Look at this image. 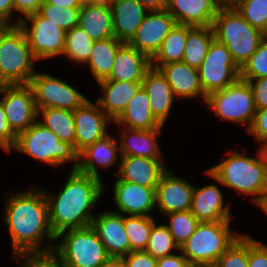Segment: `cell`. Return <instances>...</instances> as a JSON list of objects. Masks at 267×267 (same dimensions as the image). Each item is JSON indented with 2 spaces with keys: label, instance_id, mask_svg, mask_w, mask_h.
<instances>
[{
  "label": "cell",
  "instance_id": "34",
  "mask_svg": "<svg viewBox=\"0 0 267 267\" xmlns=\"http://www.w3.org/2000/svg\"><path fill=\"white\" fill-rule=\"evenodd\" d=\"M43 115L44 121L38 120L43 126L53 131L62 142L75 144V122L73 111L58 108H42L37 116Z\"/></svg>",
  "mask_w": 267,
  "mask_h": 267
},
{
  "label": "cell",
  "instance_id": "17",
  "mask_svg": "<svg viewBox=\"0 0 267 267\" xmlns=\"http://www.w3.org/2000/svg\"><path fill=\"white\" fill-rule=\"evenodd\" d=\"M167 170L156 187V207L166 215L191 208L194 186Z\"/></svg>",
  "mask_w": 267,
  "mask_h": 267
},
{
  "label": "cell",
  "instance_id": "24",
  "mask_svg": "<svg viewBox=\"0 0 267 267\" xmlns=\"http://www.w3.org/2000/svg\"><path fill=\"white\" fill-rule=\"evenodd\" d=\"M190 211L200 222L231 220L229 206H223V195L213 184L194 187Z\"/></svg>",
  "mask_w": 267,
  "mask_h": 267
},
{
  "label": "cell",
  "instance_id": "22",
  "mask_svg": "<svg viewBox=\"0 0 267 267\" xmlns=\"http://www.w3.org/2000/svg\"><path fill=\"white\" fill-rule=\"evenodd\" d=\"M110 7L114 37L128 43L149 11L137 0H110Z\"/></svg>",
  "mask_w": 267,
  "mask_h": 267
},
{
  "label": "cell",
  "instance_id": "56",
  "mask_svg": "<svg viewBox=\"0 0 267 267\" xmlns=\"http://www.w3.org/2000/svg\"><path fill=\"white\" fill-rule=\"evenodd\" d=\"M103 3H110V0H80L81 7L99 5Z\"/></svg>",
  "mask_w": 267,
  "mask_h": 267
},
{
  "label": "cell",
  "instance_id": "37",
  "mask_svg": "<svg viewBox=\"0 0 267 267\" xmlns=\"http://www.w3.org/2000/svg\"><path fill=\"white\" fill-rule=\"evenodd\" d=\"M174 249L180 250L169 232L168 227L165 224L157 226L155 223L151 229L148 244L144 251L154 258L160 259L172 255L170 252Z\"/></svg>",
  "mask_w": 267,
  "mask_h": 267
},
{
  "label": "cell",
  "instance_id": "11",
  "mask_svg": "<svg viewBox=\"0 0 267 267\" xmlns=\"http://www.w3.org/2000/svg\"><path fill=\"white\" fill-rule=\"evenodd\" d=\"M18 16L12 26L19 25L24 31L28 44L37 60L63 55L66 39V31L59 28L53 22L44 18L39 12L25 17V21L31 22L28 28L23 17Z\"/></svg>",
  "mask_w": 267,
  "mask_h": 267
},
{
  "label": "cell",
  "instance_id": "50",
  "mask_svg": "<svg viewBox=\"0 0 267 267\" xmlns=\"http://www.w3.org/2000/svg\"><path fill=\"white\" fill-rule=\"evenodd\" d=\"M190 264L183 254L169 255L157 259V267H188Z\"/></svg>",
  "mask_w": 267,
  "mask_h": 267
},
{
  "label": "cell",
  "instance_id": "27",
  "mask_svg": "<svg viewBox=\"0 0 267 267\" xmlns=\"http://www.w3.org/2000/svg\"><path fill=\"white\" fill-rule=\"evenodd\" d=\"M117 143V139L107 135L87 146L78 154L77 170L100 179L96 165L106 168L115 164L120 149Z\"/></svg>",
  "mask_w": 267,
  "mask_h": 267
},
{
  "label": "cell",
  "instance_id": "6",
  "mask_svg": "<svg viewBox=\"0 0 267 267\" xmlns=\"http://www.w3.org/2000/svg\"><path fill=\"white\" fill-rule=\"evenodd\" d=\"M229 225V221L200 222L195 232L180 247L189 264L213 267L218 258L240 236L238 232H232Z\"/></svg>",
  "mask_w": 267,
  "mask_h": 267
},
{
  "label": "cell",
  "instance_id": "23",
  "mask_svg": "<svg viewBox=\"0 0 267 267\" xmlns=\"http://www.w3.org/2000/svg\"><path fill=\"white\" fill-rule=\"evenodd\" d=\"M98 84L104 94L96 102L112 121L121 115L130 100L142 87V82H123L109 79L99 81Z\"/></svg>",
  "mask_w": 267,
  "mask_h": 267
},
{
  "label": "cell",
  "instance_id": "32",
  "mask_svg": "<svg viewBox=\"0 0 267 267\" xmlns=\"http://www.w3.org/2000/svg\"><path fill=\"white\" fill-rule=\"evenodd\" d=\"M187 35L188 26L177 24L165 37L159 51L151 59V66L159 69L162 65L182 62Z\"/></svg>",
  "mask_w": 267,
  "mask_h": 267
},
{
  "label": "cell",
  "instance_id": "58",
  "mask_svg": "<svg viewBox=\"0 0 267 267\" xmlns=\"http://www.w3.org/2000/svg\"><path fill=\"white\" fill-rule=\"evenodd\" d=\"M222 6H233L238 0H217Z\"/></svg>",
  "mask_w": 267,
  "mask_h": 267
},
{
  "label": "cell",
  "instance_id": "14",
  "mask_svg": "<svg viewBox=\"0 0 267 267\" xmlns=\"http://www.w3.org/2000/svg\"><path fill=\"white\" fill-rule=\"evenodd\" d=\"M176 25L175 18L167 9L149 11L128 44L151 60L159 51L165 37Z\"/></svg>",
  "mask_w": 267,
  "mask_h": 267
},
{
  "label": "cell",
  "instance_id": "26",
  "mask_svg": "<svg viewBox=\"0 0 267 267\" xmlns=\"http://www.w3.org/2000/svg\"><path fill=\"white\" fill-rule=\"evenodd\" d=\"M159 70L166 77L176 98H193L200 95L206 101L207 95L201 88L198 69L184 62H176L162 65Z\"/></svg>",
  "mask_w": 267,
  "mask_h": 267
},
{
  "label": "cell",
  "instance_id": "59",
  "mask_svg": "<svg viewBox=\"0 0 267 267\" xmlns=\"http://www.w3.org/2000/svg\"><path fill=\"white\" fill-rule=\"evenodd\" d=\"M188 267H198V266H195V265H191V264H190Z\"/></svg>",
  "mask_w": 267,
  "mask_h": 267
},
{
  "label": "cell",
  "instance_id": "44",
  "mask_svg": "<svg viewBox=\"0 0 267 267\" xmlns=\"http://www.w3.org/2000/svg\"><path fill=\"white\" fill-rule=\"evenodd\" d=\"M248 267H267V245L248 235Z\"/></svg>",
  "mask_w": 267,
  "mask_h": 267
},
{
  "label": "cell",
  "instance_id": "45",
  "mask_svg": "<svg viewBox=\"0 0 267 267\" xmlns=\"http://www.w3.org/2000/svg\"><path fill=\"white\" fill-rule=\"evenodd\" d=\"M17 135L8 124L2 103L0 102V147L10 153L16 143Z\"/></svg>",
  "mask_w": 267,
  "mask_h": 267
},
{
  "label": "cell",
  "instance_id": "20",
  "mask_svg": "<svg viewBox=\"0 0 267 267\" xmlns=\"http://www.w3.org/2000/svg\"><path fill=\"white\" fill-rule=\"evenodd\" d=\"M221 6L217 0H169L167 10L178 25L207 27Z\"/></svg>",
  "mask_w": 267,
  "mask_h": 267
},
{
  "label": "cell",
  "instance_id": "30",
  "mask_svg": "<svg viewBox=\"0 0 267 267\" xmlns=\"http://www.w3.org/2000/svg\"><path fill=\"white\" fill-rule=\"evenodd\" d=\"M149 104L148 94L141 87L114 122L131 129L152 130L162 128L163 126L153 116Z\"/></svg>",
  "mask_w": 267,
  "mask_h": 267
},
{
  "label": "cell",
  "instance_id": "46",
  "mask_svg": "<svg viewBox=\"0 0 267 267\" xmlns=\"http://www.w3.org/2000/svg\"><path fill=\"white\" fill-rule=\"evenodd\" d=\"M246 131L258 142L267 139V108L257 110L251 126Z\"/></svg>",
  "mask_w": 267,
  "mask_h": 267
},
{
  "label": "cell",
  "instance_id": "5",
  "mask_svg": "<svg viewBox=\"0 0 267 267\" xmlns=\"http://www.w3.org/2000/svg\"><path fill=\"white\" fill-rule=\"evenodd\" d=\"M36 60L19 25L0 26V86L28 85Z\"/></svg>",
  "mask_w": 267,
  "mask_h": 267
},
{
  "label": "cell",
  "instance_id": "10",
  "mask_svg": "<svg viewBox=\"0 0 267 267\" xmlns=\"http://www.w3.org/2000/svg\"><path fill=\"white\" fill-rule=\"evenodd\" d=\"M198 71L200 85L206 95L224 89L240 79V68L232 59L227 46L215 38Z\"/></svg>",
  "mask_w": 267,
  "mask_h": 267
},
{
  "label": "cell",
  "instance_id": "36",
  "mask_svg": "<svg viewBox=\"0 0 267 267\" xmlns=\"http://www.w3.org/2000/svg\"><path fill=\"white\" fill-rule=\"evenodd\" d=\"M155 224L154 218L149 216H124V229L128 235L131 251H144Z\"/></svg>",
  "mask_w": 267,
  "mask_h": 267
},
{
  "label": "cell",
  "instance_id": "55",
  "mask_svg": "<svg viewBox=\"0 0 267 267\" xmlns=\"http://www.w3.org/2000/svg\"><path fill=\"white\" fill-rule=\"evenodd\" d=\"M263 142V144H262ZM262 145H260L261 148H259L258 153L260 157L262 158L263 162L267 166V139L260 141Z\"/></svg>",
  "mask_w": 267,
  "mask_h": 267
},
{
  "label": "cell",
  "instance_id": "38",
  "mask_svg": "<svg viewBox=\"0 0 267 267\" xmlns=\"http://www.w3.org/2000/svg\"><path fill=\"white\" fill-rule=\"evenodd\" d=\"M166 215L170 217V223L166 226L174 238V241L180 248L195 232V229L200 221L190 210L172 212Z\"/></svg>",
  "mask_w": 267,
  "mask_h": 267
},
{
  "label": "cell",
  "instance_id": "54",
  "mask_svg": "<svg viewBox=\"0 0 267 267\" xmlns=\"http://www.w3.org/2000/svg\"><path fill=\"white\" fill-rule=\"evenodd\" d=\"M100 267H127L123 257H110Z\"/></svg>",
  "mask_w": 267,
  "mask_h": 267
},
{
  "label": "cell",
  "instance_id": "19",
  "mask_svg": "<svg viewBox=\"0 0 267 267\" xmlns=\"http://www.w3.org/2000/svg\"><path fill=\"white\" fill-rule=\"evenodd\" d=\"M118 177L121 181L156 189L161 177L167 171L162 159L139 156H121Z\"/></svg>",
  "mask_w": 267,
  "mask_h": 267
},
{
  "label": "cell",
  "instance_id": "28",
  "mask_svg": "<svg viewBox=\"0 0 267 267\" xmlns=\"http://www.w3.org/2000/svg\"><path fill=\"white\" fill-rule=\"evenodd\" d=\"M162 128L152 130L124 128L119 145L120 156H139L149 159H161V151L156 138ZM130 132L128 137V133Z\"/></svg>",
  "mask_w": 267,
  "mask_h": 267
},
{
  "label": "cell",
  "instance_id": "41",
  "mask_svg": "<svg viewBox=\"0 0 267 267\" xmlns=\"http://www.w3.org/2000/svg\"><path fill=\"white\" fill-rule=\"evenodd\" d=\"M267 77V35L261 40L257 50L240 68L241 80Z\"/></svg>",
  "mask_w": 267,
  "mask_h": 267
},
{
  "label": "cell",
  "instance_id": "43",
  "mask_svg": "<svg viewBox=\"0 0 267 267\" xmlns=\"http://www.w3.org/2000/svg\"><path fill=\"white\" fill-rule=\"evenodd\" d=\"M15 260L23 259L20 267H63L59 257L52 251L46 253H23L14 255Z\"/></svg>",
  "mask_w": 267,
  "mask_h": 267
},
{
  "label": "cell",
  "instance_id": "48",
  "mask_svg": "<svg viewBox=\"0 0 267 267\" xmlns=\"http://www.w3.org/2000/svg\"><path fill=\"white\" fill-rule=\"evenodd\" d=\"M123 259L127 267H157V259L145 251H131Z\"/></svg>",
  "mask_w": 267,
  "mask_h": 267
},
{
  "label": "cell",
  "instance_id": "51",
  "mask_svg": "<svg viewBox=\"0 0 267 267\" xmlns=\"http://www.w3.org/2000/svg\"><path fill=\"white\" fill-rule=\"evenodd\" d=\"M13 0H0V26H12Z\"/></svg>",
  "mask_w": 267,
  "mask_h": 267
},
{
  "label": "cell",
  "instance_id": "35",
  "mask_svg": "<svg viewBox=\"0 0 267 267\" xmlns=\"http://www.w3.org/2000/svg\"><path fill=\"white\" fill-rule=\"evenodd\" d=\"M94 40L80 27L66 32L63 55L76 63L85 64L93 51Z\"/></svg>",
  "mask_w": 267,
  "mask_h": 267
},
{
  "label": "cell",
  "instance_id": "52",
  "mask_svg": "<svg viewBox=\"0 0 267 267\" xmlns=\"http://www.w3.org/2000/svg\"><path fill=\"white\" fill-rule=\"evenodd\" d=\"M139 1L148 11H160L167 9L169 0H137Z\"/></svg>",
  "mask_w": 267,
  "mask_h": 267
},
{
  "label": "cell",
  "instance_id": "2",
  "mask_svg": "<svg viewBox=\"0 0 267 267\" xmlns=\"http://www.w3.org/2000/svg\"><path fill=\"white\" fill-rule=\"evenodd\" d=\"M103 189L101 179L71 170L57 196L45 190L49 224L55 237L62 232L66 233V230L91 226L95 216L90 210L97 204Z\"/></svg>",
  "mask_w": 267,
  "mask_h": 267
},
{
  "label": "cell",
  "instance_id": "9",
  "mask_svg": "<svg viewBox=\"0 0 267 267\" xmlns=\"http://www.w3.org/2000/svg\"><path fill=\"white\" fill-rule=\"evenodd\" d=\"M205 103L221 119L247 123V130L257 112L250 84L241 79L224 89L209 93Z\"/></svg>",
  "mask_w": 267,
  "mask_h": 267
},
{
  "label": "cell",
  "instance_id": "29",
  "mask_svg": "<svg viewBox=\"0 0 267 267\" xmlns=\"http://www.w3.org/2000/svg\"><path fill=\"white\" fill-rule=\"evenodd\" d=\"M78 27L94 41L114 37L110 3L81 7Z\"/></svg>",
  "mask_w": 267,
  "mask_h": 267
},
{
  "label": "cell",
  "instance_id": "13",
  "mask_svg": "<svg viewBox=\"0 0 267 267\" xmlns=\"http://www.w3.org/2000/svg\"><path fill=\"white\" fill-rule=\"evenodd\" d=\"M0 93L8 124L16 135L38 119L33 90L29 85H1Z\"/></svg>",
  "mask_w": 267,
  "mask_h": 267
},
{
  "label": "cell",
  "instance_id": "33",
  "mask_svg": "<svg viewBox=\"0 0 267 267\" xmlns=\"http://www.w3.org/2000/svg\"><path fill=\"white\" fill-rule=\"evenodd\" d=\"M214 39L212 26H188V35L182 62L198 69L205 59L211 42Z\"/></svg>",
  "mask_w": 267,
  "mask_h": 267
},
{
  "label": "cell",
  "instance_id": "21",
  "mask_svg": "<svg viewBox=\"0 0 267 267\" xmlns=\"http://www.w3.org/2000/svg\"><path fill=\"white\" fill-rule=\"evenodd\" d=\"M142 87L147 92L150 109L155 119L164 126L171 110L174 98L172 88L159 69L150 67L142 80Z\"/></svg>",
  "mask_w": 267,
  "mask_h": 267
},
{
  "label": "cell",
  "instance_id": "18",
  "mask_svg": "<svg viewBox=\"0 0 267 267\" xmlns=\"http://www.w3.org/2000/svg\"><path fill=\"white\" fill-rule=\"evenodd\" d=\"M110 257H123L131 252V244L124 229V216L107 211L95 216L91 223Z\"/></svg>",
  "mask_w": 267,
  "mask_h": 267
},
{
  "label": "cell",
  "instance_id": "42",
  "mask_svg": "<svg viewBox=\"0 0 267 267\" xmlns=\"http://www.w3.org/2000/svg\"><path fill=\"white\" fill-rule=\"evenodd\" d=\"M213 267H248V235H240Z\"/></svg>",
  "mask_w": 267,
  "mask_h": 267
},
{
  "label": "cell",
  "instance_id": "16",
  "mask_svg": "<svg viewBox=\"0 0 267 267\" xmlns=\"http://www.w3.org/2000/svg\"><path fill=\"white\" fill-rule=\"evenodd\" d=\"M113 198L119 214L149 216L156 206V189L121 181L113 184Z\"/></svg>",
  "mask_w": 267,
  "mask_h": 267
},
{
  "label": "cell",
  "instance_id": "7",
  "mask_svg": "<svg viewBox=\"0 0 267 267\" xmlns=\"http://www.w3.org/2000/svg\"><path fill=\"white\" fill-rule=\"evenodd\" d=\"M13 149L52 166L73 161L72 170H77L78 167V153L74 147L62 142L53 131L43 126L38 120L17 135Z\"/></svg>",
  "mask_w": 267,
  "mask_h": 267
},
{
  "label": "cell",
  "instance_id": "39",
  "mask_svg": "<svg viewBox=\"0 0 267 267\" xmlns=\"http://www.w3.org/2000/svg\"><path fill=\"white\" fill-rule=\"evenodd\" d=\"M233 7L248 24L267 35V0H238Z\"/></svg>",
  "mask_w": 267,
  "mask_h": 267
},
{
  "label": "cell",
  "instance_id": "15",
  "mask_svg": "<svg viewBox=\"0 0 267 267\" xmlns=\"http://www.w3.org/2000/svg\"><path fill=\"white\" fill-rule=\"evenodd\" d=\"M75 122V144L74 149L79 154L87 146L97 140L106 137V125L112 121L99 107L85 101L80 107L73 111Z\"/></svg>",
  "mask_w": 267,
  "mask_h": 267
},
{
  "label": "cell",
  "instance_id": "25",
  "mask_svg": "<svg viewBox=\"0 0 267 267\" xmlns=\"http://www.w3.org/2000/svg\"><path fill=\"white\" fill-rule=\"evenodd\" d=\"M151 67V60L128 43L117 50L110 76L114 81L142 82L145 72Z\"/></svg>",
  "mask_w": 267,
  "mask_h": 267
},
{
  "label": "cell",
  "instance_id": "4",
  "mask_svg": "<svg viewBox=\"0 0 267 267\" xmlns=\"http://www.w3.org/2000/svg\"><path fill=\"white\" fill-rule=\"evenodd\" d=\"M214 38L225 44L241 68L266 36L246 22L233 6H221L212 23Z\"/></svg>",
  "mask_w": 267,
  "mask_h": 267
},
{
  "label": "cell",
  "instance_id": "49",
  "mask_svg": "<svg viewBox=\"0 0 267 267\" xmlns=\"http://www.w3.org/2000/svg\"><path fill=\"white\" fill-rule=\"evenodd\" d=\"M43 2V0H13L14 11L27 17L39 12Z\"/></svg>",
  "mask_w": 267,
  "mask_h": 267
},
{
  "label": "cell",
  "instance_id": "40",
  "mask_svg": "<svg viewBox=\"0 0 267 267\" xmlns=\"http://www.w3.org/2000/svg\"><path fill=\"white\" fill-rule=\"evenodd\" d=\"M39 13L67 32L78 26L80 8H64L44 1Z\"/></svg>",
  "mask_w": 267,
  "mask_h": 267
},
{
  "label": "cell",
  "instance_id": "47",
  "mask_svg": "<svg viewBox=\"0 0 267 267\" xmlns=\"http://www.w3.org/2000/svg\"><path fill=\"white\" fill-rule=\"evenodd\" d=\"M244 81L250 84L256 109L267 108V77Z\"/></svg>",
  "mask_w": 267,
  "mask_h": 267
},
{
  "label": "cell",
  "instance_id": "53",
  "mask_svg": "<svg viewBox=\"0 0 267 267\" xmlns=\"http://www.w3.org/2000/svg\"><path fill=\"white\" fill-rule=\"evenodd\" d=\"M50 4L64 8H81L80 0H46Z\"/></svg>",
  "mask_w": 267,
  "mask_h": 267
},
{
  "label": "cell",
  "instance_id": "3",
  "mask_svg": "<svg viewBox=\"0 0 267 267\" xmlns=\"http://www.w3.org/2000/svg\"><path fill=\"white\" fill-rule=\"evenodd\" d=\"M207 173L223 186L235 189L239 195H256L252 198L255 203L267 191V166L258 152L256 158L231 152L227 159L211 167Z\"/></svg>",
  "mask_w": 267,
  "mask_h": 267
},
{
  "label": "cell",
  "instance_id": "1",
  "mask_svg": "<svg viewBox=\"0 0 267 267\" xmlns=\"http://www.w3.org/2000/svg\"><path fill=\"white\" fill-rule=\"evenodd\" d=\"M10 195L5 200V223L15 255L52 252L55 245L42 248L44 238L56 241L49 224L48 202L43 190L35 187ZM37 189V190H36Z\"/></svg>",
  "mask_w": 267,
  "mask_h": 267
},
{
  "label": "cell",
  "instance_id": "31",
  "mask_svg": "<svg viewBox=\"0 0 267 267\" xmlns=\"http://www.w3.org/2000/svg\"><path fill=\"white\" fill-rule=\"evenodd\" d=\"M123 42L111 37L94 41L93 51L85 65H89L91 74L97 82L107 79L112 71L117 50Z\"/></svg>",
  "mask_w": 267,
  "mask_h": 267
},
{
  "label": "cell",
  "instance_id": "12",
  "mask_svg": "<svg viewBox=\"0 0 267 267\" xmlns=\"http://www.w3.org/2000/svg\"><path fill=\"white\" fill-rule=\"evenodd\" d=\"M28 85L33 90L37 110L58 108L74 111L88 100L77 89L49 74L35 72Z\"/></svg>",
  "mask_w": 267,
  "mask_h": 267
},
{
  "label": "cell",
  "instance_id": "8",
  "mask_svg": "<svg viewBox=\"0 0 267 267\" xmlns=\"http://www.w3.org/2000/svg\"><path fill=\"white\" fill-rule=\"evenodd\" d=\"M66 231L56 236L63 240L53 250L63 267H100L110 258L92 226Z\"/></svg>",
  "mask_w": 267,
  "mask_h": 267
},
{
  "label": "cell",
  "instance_id": "57",
  "mask_svg": "<svg viewBox=\"0 0 267 267\" xmlns=\"http://www.w3.org/2000/svg\"><path fill=\"white\" fill-rule=\"evenodd\" d=\"M267 215V191L261 196L260 200L256 203Z\"/></svg>",
  "mask_w": 267,
  "mask_h": 267
}]
</instances>
